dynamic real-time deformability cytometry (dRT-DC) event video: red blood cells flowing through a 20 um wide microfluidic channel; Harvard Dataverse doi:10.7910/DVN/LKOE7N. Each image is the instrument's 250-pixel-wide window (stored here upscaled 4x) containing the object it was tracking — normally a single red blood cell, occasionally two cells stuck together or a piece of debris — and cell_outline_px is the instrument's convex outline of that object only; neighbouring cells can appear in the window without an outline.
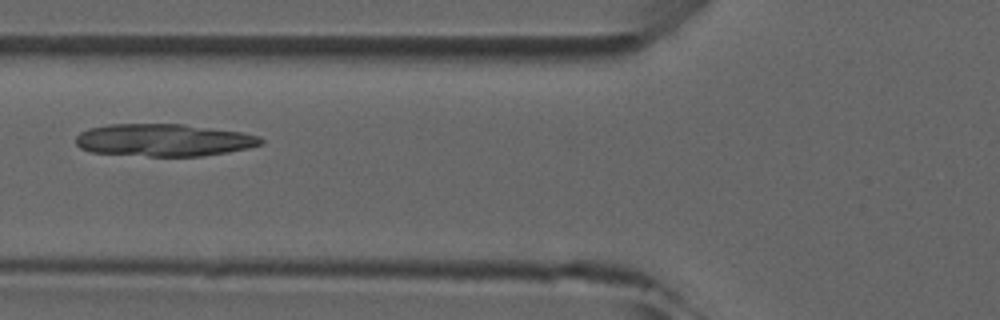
{"species": "common noctule bat (a hibernating species)", "species_latin": "Nyctalus noctula", "temperature_condition": "room temperature", "stored_images_in_passage": 8, "camera_frame_rate_fps": 3000, "um_per_image_px": 0.085, "animal": {"sex": "male", "forearm_length_mm": 52.5}, "frame": {"image": 1, "passage_image": 6, "time_ms": 6.667, "image_size_px": [1000, 320], "cell_outline_px": [[264, 140], [260, 144], [248, 148], [228, 152], [204, 156], [148, 156], [92, 152], [80, 148], [76, 144], [76, 136], [80, 132], [88, 128], [108, 124], [184, 124], [240, 132], [260, 136]], "centroid_in_image_um": [13.9, 11.9], "position_along_channel_um": 111.9, "area_um2": 34.97}}
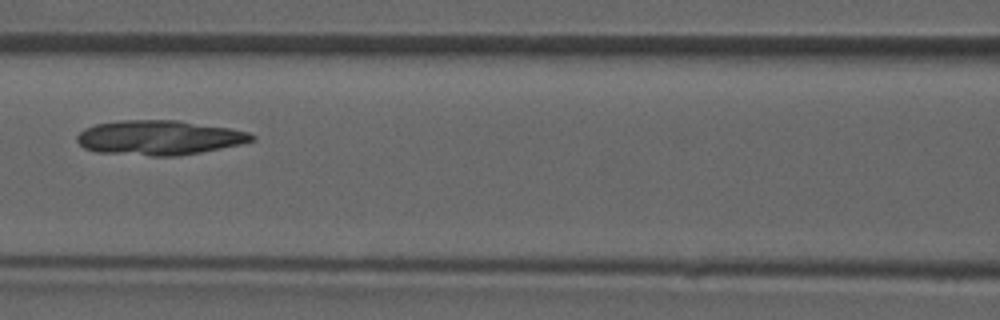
{"frame": {"image": 2, "passage_image": 7, "time_ms": 7.667, "image_size_px": [1000, 320], "cell_outline_px": [[256, 136], [252, 140], [240, 144], [200, 152], [176, 156], [152, 156], [96, 152], [84, 148], [76, 140], [76, 136], [84, 128], [96, 124], [120, 120], [180, 120], [228, 128], [248, 132]], "centroid_in_image_um": [13.48, 11.7], "position_along_channel_um": 153.1, "area_um2": 35.2}}